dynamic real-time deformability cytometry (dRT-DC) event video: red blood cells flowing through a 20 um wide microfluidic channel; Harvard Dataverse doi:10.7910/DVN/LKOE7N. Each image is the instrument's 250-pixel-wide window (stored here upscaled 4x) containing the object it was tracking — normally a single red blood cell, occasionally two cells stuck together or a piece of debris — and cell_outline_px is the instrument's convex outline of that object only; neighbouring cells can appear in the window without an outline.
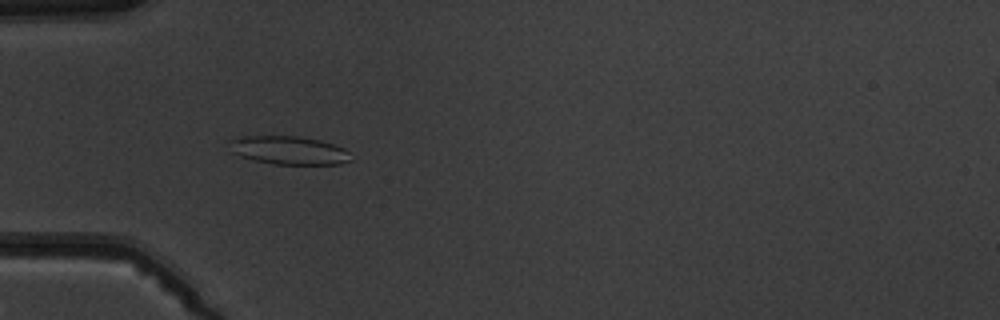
{"species": "common noctule bat (a hibernating species)", "species_latin": "Nyctalus noctula", "temperature_condition": "warm", "stored_images_in_passage": 7, "camera_frame_rate_fps": 3000, "um_per_image_px": 0.085, "animal": {"sex": "male", "body_mass_g": 19.5, "forearm_length_mm": 54.6}, "frame": {"image": 1, "passage_image": 6, "time_ms": 5.667, "image_size_px": [1000, 320], "cell_outline_px": [[352, 160], [340, 164], [272, 164], [240, 156], [232, 152], [232, 140], [244, 136], [300, 136], [320, 140], [344, 148], [348, 152]], "centroid_in_image_um": [24.61, 12.78], "position_along_channel_um": 60.4, "area_um2": 19.77}}